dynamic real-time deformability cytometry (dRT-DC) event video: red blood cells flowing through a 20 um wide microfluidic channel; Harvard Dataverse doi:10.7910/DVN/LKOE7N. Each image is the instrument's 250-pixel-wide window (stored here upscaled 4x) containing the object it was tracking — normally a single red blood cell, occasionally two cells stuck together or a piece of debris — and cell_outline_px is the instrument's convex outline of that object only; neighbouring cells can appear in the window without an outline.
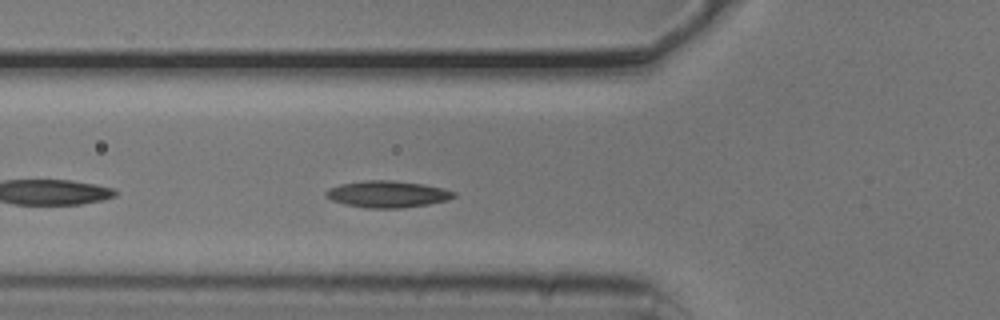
{"species": "common noctule bat (a hibernating species)", "species_latin": "Nyctalus noctula", "temperature_condition": "cold", "stored_images_in_passage": 30, "camera_frame_rate_fps": 3000, "um_per_image_px": 0.085, "animal": {"sex": "male", "body_mass_g": 20.5, "forearm_length_mm": 52.5}, "frame": {"image": 1, "passage_image": 5, "time_ms": 1.333, "image_size_px": [1000, 320], "cell_outline_px": [[456, 196], [448, 200], [428, 204], [400, 208], [368, 208], [344, 204], [332, 200], [324, 196], [324, 192], [328, 188], [340, 184], [364, 180], [392, 180], [424, 184], [444, 188], [456, 192]], "centroid_in_image_um": [32.92, 16.49], "position_along_channel_um": 92.9, "area_um2": 20.06}}
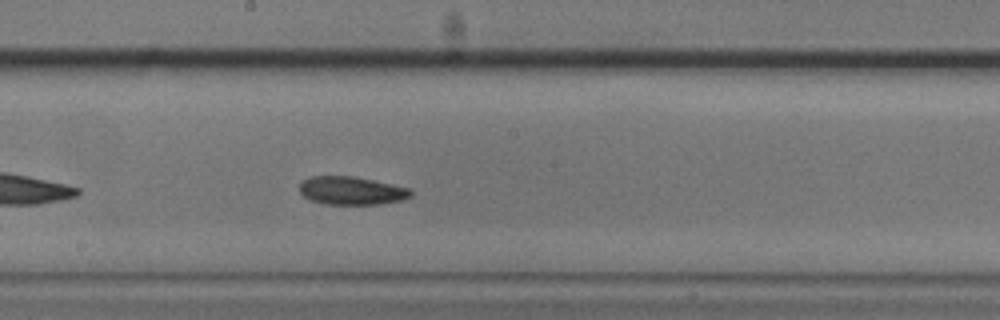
{"frame": {"image": 2, "passage_image": 15, "time_ms": 4.667, "image_size_px": [1000, 320], "cell_outline_px": [[412, 196], [400, 200], [380, 204], [324, 204], [312, 200], [304, 196], [300, 192], [300, 184], [304, 180], [312, 176], [352, 176], [372, 180], [408, 188], [412, 192]], "centroid_in_image_um": [29.86, 16.21], "position_along_channel_um": 218.3, "area_um2": 17.98}}
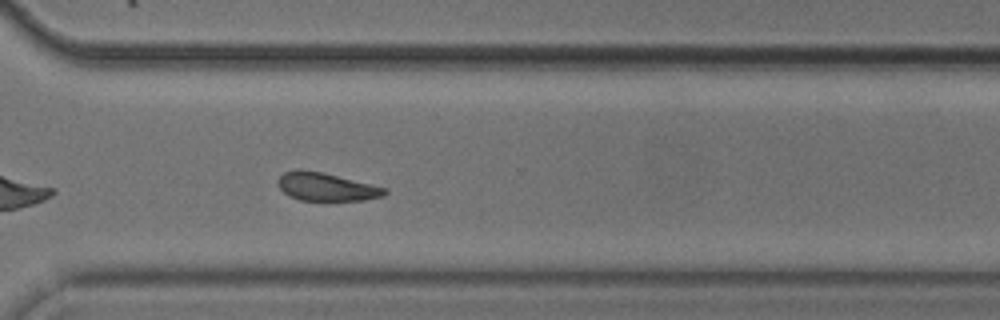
{"frame": {"image": 3, "passage_image": 25, "time_ms": 8.0, "image_size_px": [1000, 320], "cell_outline_px": [[388, 192], [384, 196], [364, 200], [300, 200], [288, 196], [280, 188], [276, 180], [284, 172], [296, 168], [300, 168], [324, 172], [388, 188]], "centroid_in_image_um": [27.73, 15.86], "position_along_channel_um": 342.9, "area_um2": 17.8}, "authors_computed_cell_mechanics": {"area_um2": 18.0914, "velocity_mm_per_s": 3.7471, "shape_relaxation_time_tau1_ms": 8.0501, "shape_relaxation_time_tau2_ms": null, "deformation_change_tau1": 0.1279, "deformation_change_tau2": null}}